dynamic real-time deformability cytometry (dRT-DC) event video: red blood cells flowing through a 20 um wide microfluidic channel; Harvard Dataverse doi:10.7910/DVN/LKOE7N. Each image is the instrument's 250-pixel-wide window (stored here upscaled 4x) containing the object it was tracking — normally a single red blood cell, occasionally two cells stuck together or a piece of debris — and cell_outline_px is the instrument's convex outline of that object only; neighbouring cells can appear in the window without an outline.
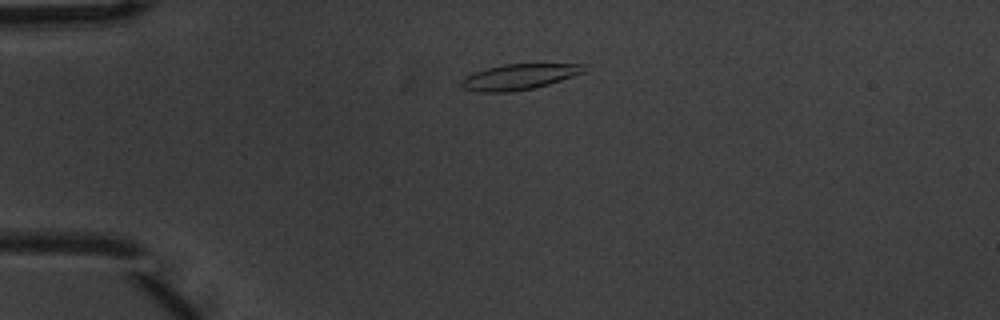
{"species": "common noctule bat (a hibernating species)", "species_latin": "Nyctalus noctula", "temperature_condition": "warm", "stored_images_in_passage": 5, "camera_frame_rate_fps": 3000, "um_per_image_px": 0.085, "animal": {"sex": "male", "body_mass_g": 20.1, "forearm_length_mm": 53.5}, "frame": {"image": 1, "passage_image": 3, "time_ms": 0.667, "image_size_px": [1000, 320], "cell_outline_px": [[588, 64], [584, 72], [536, 88], [508, 92], [480, 92], [464, 88], [460, 84], [464, 76], [488, 68], [504, 64]], "centroid_in_image_um": [44.13, 6.53], "position_along_channel_um": 40.9, "area_um2": 18.15}}